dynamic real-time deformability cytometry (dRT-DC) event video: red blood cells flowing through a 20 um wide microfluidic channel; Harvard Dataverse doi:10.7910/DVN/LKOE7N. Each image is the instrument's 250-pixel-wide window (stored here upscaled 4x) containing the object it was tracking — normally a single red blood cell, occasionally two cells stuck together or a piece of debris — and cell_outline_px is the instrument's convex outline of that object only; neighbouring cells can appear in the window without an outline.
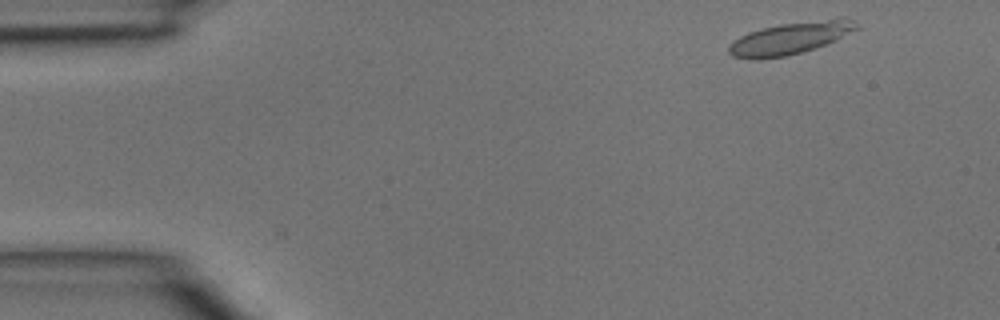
{"species": "common noctule bat (a hibernating species)", "species_latin": "Nyctalus noctula", "temperature_condition": "room temperature", "stored_images_in_passage": 2, "segment_of_instrument_passage": [2, 2], "camera_frame_rate_fps": 3000, "um_per_image_px": 0.085, "animal": {"sex": "male", "body_mass_g": 15.6}, "frame": {"image": 1, "passage_image": 2, "time_ms": 0.333, "image_size_px": [1000, 320], "cell_outline_px": [[860, 28], [836, 40], [800, 52], [784, 56], [760, 60], [752, 60], [732, 56], [728, 52], [728, 48], [740, 36], [748, 32], [780, 24], [840, 16], [844, 16], [852, 20]], "centroid_in_image_um": [67.21, 3.23], "position_along_channel_um": 17.8, "area_um2": 23.93}}